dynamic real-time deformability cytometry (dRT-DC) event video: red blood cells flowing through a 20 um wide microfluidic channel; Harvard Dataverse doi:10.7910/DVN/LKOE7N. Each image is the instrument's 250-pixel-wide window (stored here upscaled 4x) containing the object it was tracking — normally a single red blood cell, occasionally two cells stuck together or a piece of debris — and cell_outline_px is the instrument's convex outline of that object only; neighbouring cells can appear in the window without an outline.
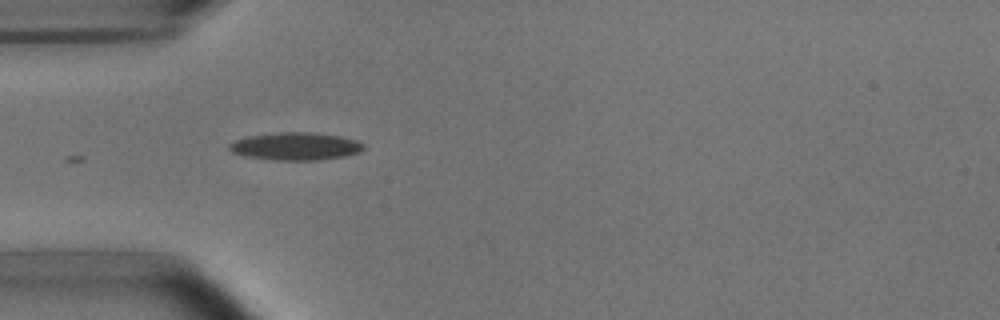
{"species": "common noctule bat (a hibernating species)", "species_latin": "Nyctalus noctula", "temperature_condition": "room temperature", "stored_images_in_passage": 4, "camera_frame_rate_fps": 3000, "um_per_image_px": 0.085, "animal": {"sex": "male", "body_mass_g": 15.6}, "frame": {"image": 1, "passage_image": 3, "time_ms": 3.333, "image_size_px": [1000, 320], "cell_outline_px": [[364, 148], [356, 152], [344, 156], [316, 160], [276, 160], [248, 156], [232, 152], [228, 148], [228, 144], [236, 140], [248, 136], [280, 132], [308, 132], [340, 136], [356, 140], [364, 144]], "centroid_in_image_um": [25.11, 12.43], "position_along_channel_um": 59.9, "area_um2": 21.33}}